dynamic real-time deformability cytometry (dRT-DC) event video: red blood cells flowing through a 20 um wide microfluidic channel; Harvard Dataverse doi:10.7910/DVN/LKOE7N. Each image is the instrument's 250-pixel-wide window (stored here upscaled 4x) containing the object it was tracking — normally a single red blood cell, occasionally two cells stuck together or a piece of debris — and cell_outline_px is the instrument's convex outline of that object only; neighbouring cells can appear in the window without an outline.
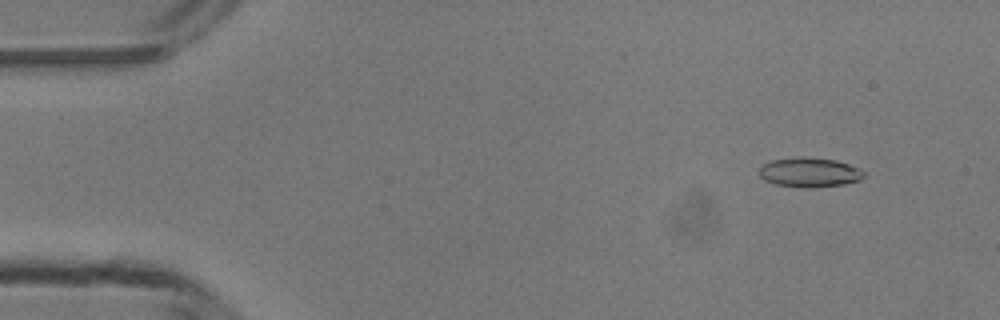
{"species": "common noctule bat (a hibernating species)", "species_latin": "Nyctalus noctula", "temperature_condition": "room temperature", "stored_images_in_passage": 42, "camera_frame_rate_fps": 3000, "um_per_image_px": 0.085, "animal": {"sex": "male", "body_mass_g": 13.3}, "frame": {"image": 1, "passage_image": 5, "time_ms": 1.333, "image_size_px": [1000, 320], "cell_outline_px": [[864, 176], [860, 180], [844, 184], [812, 188], [804, 188], [776, 184], [764, 180], [760, 176], [760, 168], [764, 164], [772, 160], [800, 156], [804, 156], [836, 160], [848, 164], [864, 172]], "centroid_in_image_um": [68.8, 14.65], "position_along_channel_um": 16.2, "area_um2": 17.98}}
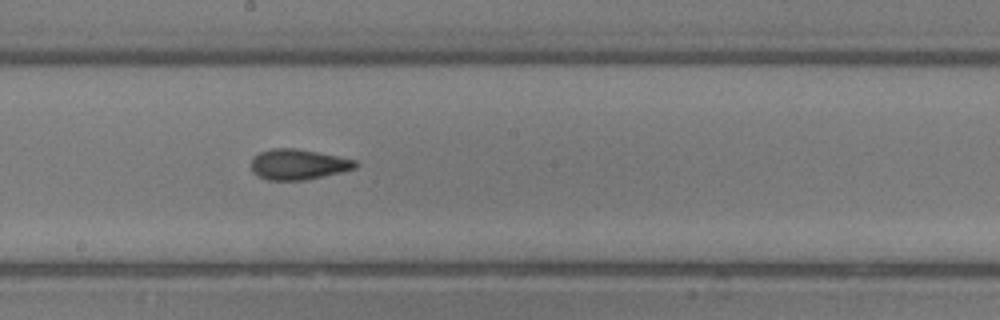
{"frame": {"image": 2, "passage_image": 27, "time_ms": 8.667, "image_size_px": [1000, 320], "cell_outline_px": [[360, 164], [356, 168], [340, 172], [304, 180], [268, 180], [256, 176], [252, 172], [252, 156], [260, 152], [272, 148], [296, 148], [356, 160]], "centroid_in_image_um": [25.32, 13.97], "position_along_channel_um": 222.9, "area_um2": 18.5}}
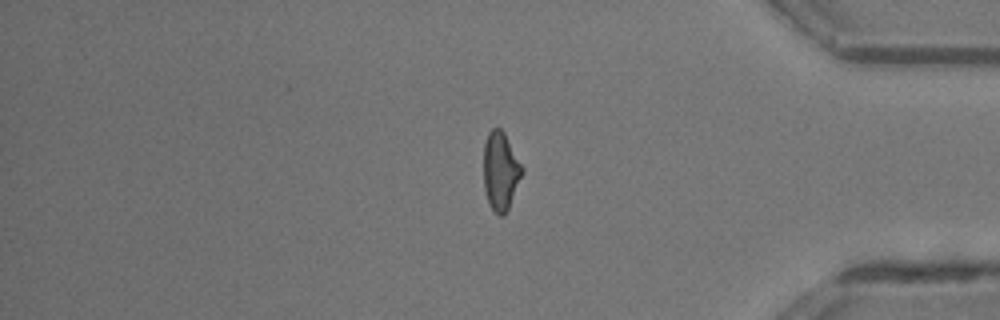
{"frame": {"image": 3, "passage_image": 41, "time_ms": 13.333, "image_size_px": [1000, 320], "cell_outline_px": [[524, 172], [508, 208], [504, 216], [496, 216], [488, 204], [484, 188], [484, 144], [488, 132], [492, 128], [500, 128], [504, 132], [524, 168]], "centroid_in_image_um": [42.55, 14.56], "position_along_channel_um": 392.7, "area_um2": 17.8}}